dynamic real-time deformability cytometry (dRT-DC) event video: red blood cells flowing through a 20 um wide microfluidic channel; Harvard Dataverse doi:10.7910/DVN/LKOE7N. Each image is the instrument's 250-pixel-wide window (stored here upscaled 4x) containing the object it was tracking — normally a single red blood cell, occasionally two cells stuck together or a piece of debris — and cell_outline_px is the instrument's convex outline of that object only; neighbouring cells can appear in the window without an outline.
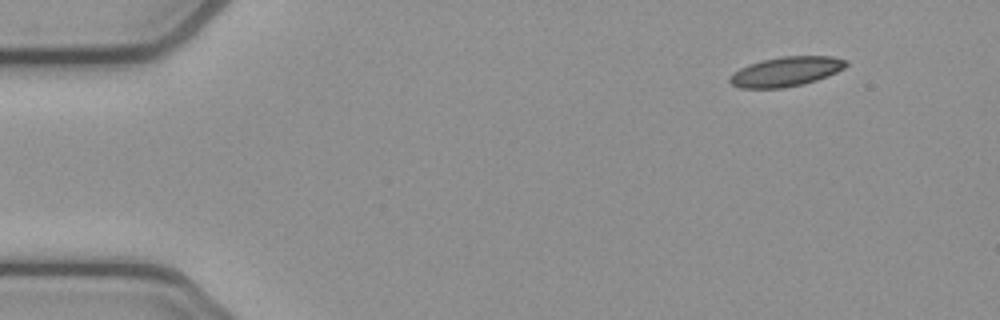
{"species": "common noctule bat (a hibernating species)", "species_latin": "Nyctalus noctula", "temperature_condition": "cold", "stored_images_in_passage": 4, "camera_frame_rate_fps": 3000, "um_per_image_px": 0.085, "animal": {"sex": "female", "body_mass_g": 21.9}, "frame": {"image": 1, "passage_image": 1, "time_ms": 0.0, "image_size_px": [1000, 320], "cell_outline_px": [[848, 64], [844, 68], [828, 76], [804, 84], [784, 88], [740, 88], [732, 84], [728, 80], [728, 76], [732, 72], [748, 64], [780, 56], [832, 56], [848, 60]], "centroid_in_image_um": [66.8, 6.08], "position_along_channel_um": 18.2, "area_um2": 20.23}}
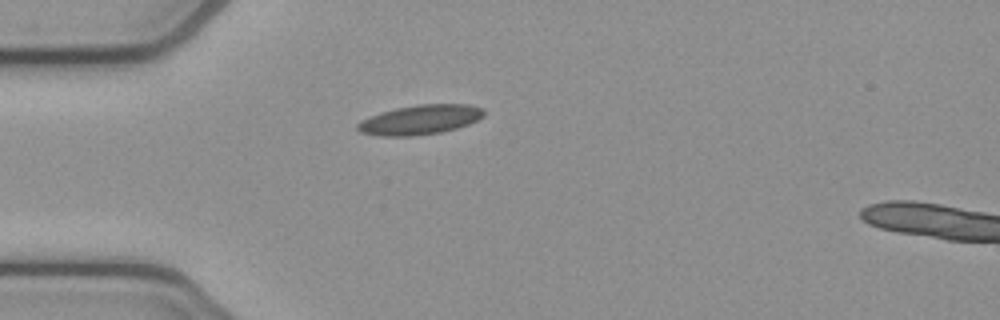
{"frame": {"image": 2, "passage_image": 3, "time_ms": 0.667, "image_size_px": [1000, 320], "cell_outline_px": [[484, 116], [468, 124], [456, 128], [440, 132], [412, 136], [380, 136], [360, 132], [356, 128], [356, 124], [360, 120], [380, 112], [396, 108], [416, 104], [468, 104], [484, 108]], "centroid_in_image_um": [35.68, 10.17], "position_along_channel_um": 49.3, "area_um2": 21.85}}